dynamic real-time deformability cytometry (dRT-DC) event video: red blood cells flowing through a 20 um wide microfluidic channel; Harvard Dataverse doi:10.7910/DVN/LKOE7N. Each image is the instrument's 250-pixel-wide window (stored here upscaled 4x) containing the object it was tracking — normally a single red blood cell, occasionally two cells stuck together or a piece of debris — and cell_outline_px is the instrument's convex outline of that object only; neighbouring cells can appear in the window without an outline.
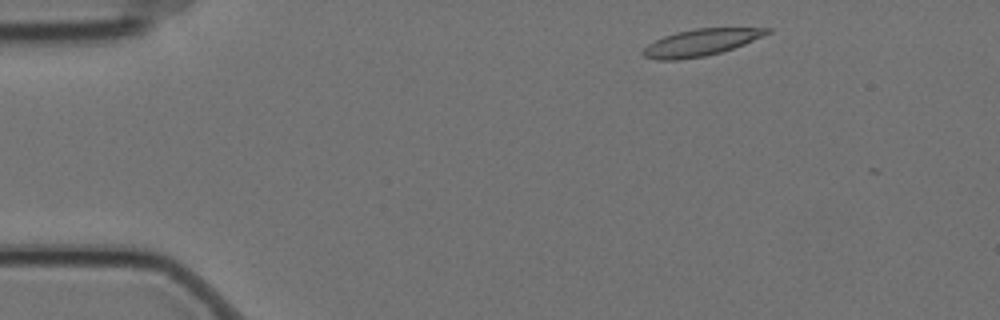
{"species": "Egyptian fruit bat (a non-hibernating species)", "species_latin": "Rousettus aegyptiacus", "temperature_condition": "cold", "stored_images_in_passage": 2, "camera_frame_rate_fps": 3000, "um_per_image_px": 0.085, "animal": {"sex": "female"}, "frame": {"image": 1, "passage_image": 1, "time_ms": 0.0, "image_size_px": [1000, 320], "cell_outline_px": [[772, 32], [764, 36], [744, 44], [720, 52], [704, 56], [676, 60], [656, 60], [644, 56], [640, 52], [648, 44], [664, 36], [676, 32], [696, 28], [772, 28]], "centroid_in_image_um": [59.56, 3.61], "position_along_channel_um": 25.4, "area_um2": 19.25}}